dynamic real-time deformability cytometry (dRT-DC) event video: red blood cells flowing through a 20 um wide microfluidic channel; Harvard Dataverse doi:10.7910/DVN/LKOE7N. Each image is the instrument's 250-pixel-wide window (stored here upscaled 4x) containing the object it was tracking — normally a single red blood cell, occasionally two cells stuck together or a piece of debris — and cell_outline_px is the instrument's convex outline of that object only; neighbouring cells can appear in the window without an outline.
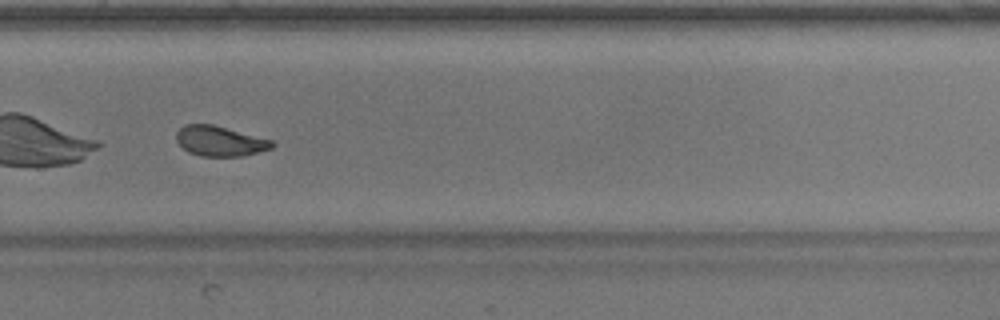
{"species": "common noctule bat (a hibernating species)", "species_latin": "Nyctalus noctula", "temperature_condition": "warm", "stored_images_in_passage": 36, "camera_frame_rate_fps": 3000, "um_per_image_px": 0.085, "animal": {"sex": "male", "body_mass_g": 17.9}, "frame": {"image": 1, "passage_image": 21, "time_ms": 6.667, "image_size_px": [1000, 320], "cell_outline_px": [[276, 144], [272, 148], [240, 156], [200, 156], [188, 152], [176, 140], [176, 132], [184, 124], [212, 124], [272, 140]], "centroid_in_image_um": [18.67, 11.98], "position_along_channel_um": 311.1, "area_um2": 16.65}}